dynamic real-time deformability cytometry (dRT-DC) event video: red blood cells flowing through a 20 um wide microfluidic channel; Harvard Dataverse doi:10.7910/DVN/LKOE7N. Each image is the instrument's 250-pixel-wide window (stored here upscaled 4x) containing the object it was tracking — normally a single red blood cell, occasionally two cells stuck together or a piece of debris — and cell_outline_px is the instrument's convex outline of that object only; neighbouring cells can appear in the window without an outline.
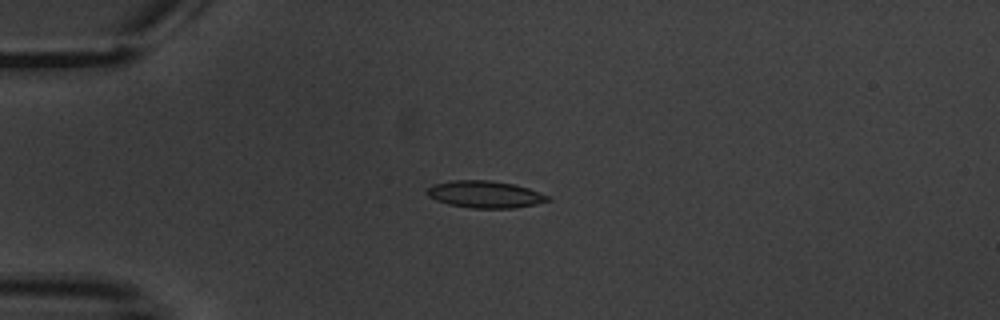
{"species": "common noctule bat (a hibernating species)", "species_latin": "Nyctalus noctula", "temperature_condition": "warm", "stored_images_in_passage": 6, "camera_frame_rate_fps": 3000, "um_per_image_px": 0.085, "animal": {"sex": "male", "body_mass_g": 20.1, "forearm_length_mm": 53.5}, "frame": {"image": 1, "passage_image": 5, "time_ms": 5.0, "image_size_px": [1000, 320], "cell_outline_px": [[552, 200], [536, 204], [512, 208], [472, 208], [448, 204], [436, 200], [428, 196], [424, 192], [428, 188], [436, 184], [452, 180], [488, 180], [516, 184], [540, 192], [548, 196]], "centroid_in_image_um": [41.23, 16.52], "position_along_channel_um": 43.8, "area_um2": 19.02}}